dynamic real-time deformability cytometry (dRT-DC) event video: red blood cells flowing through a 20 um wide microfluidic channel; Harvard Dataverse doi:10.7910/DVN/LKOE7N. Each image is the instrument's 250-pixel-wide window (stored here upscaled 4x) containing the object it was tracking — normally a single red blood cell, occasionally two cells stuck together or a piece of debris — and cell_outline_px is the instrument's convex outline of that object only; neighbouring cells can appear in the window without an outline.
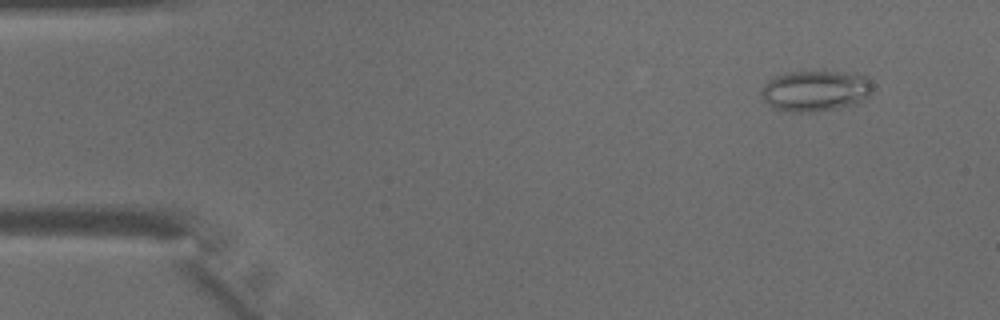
{"species": "common noctule bat (a hibernating species)", "species_latin": "Nyctalus noctula", "temperature_condition": "warm", "stored_images_in_passage": 44, "camera_frame_rate_fps": 3000, "um_per_image_px": 0.085, "animal": {"sex": "male", "body_mass_g": 15.6}, "frame": {"image": 1, "passage_image": 4, "time_ms": 1.0, "image_size_px": [1000, 320], "cell_outline_px": [[872, 92], [864, 100], [856, 104], [836, 108], [812, 112], [792, 112], [772, 108], [764, 100], [760, 92], [764, 84], [776, 76], [788, 72], [824, 68], [868, 76], [872, 84]], "centroid_in_image_um": [69.34, 7.67], "position_along_channel_um": 15.7, "area_um2": 27.4}}
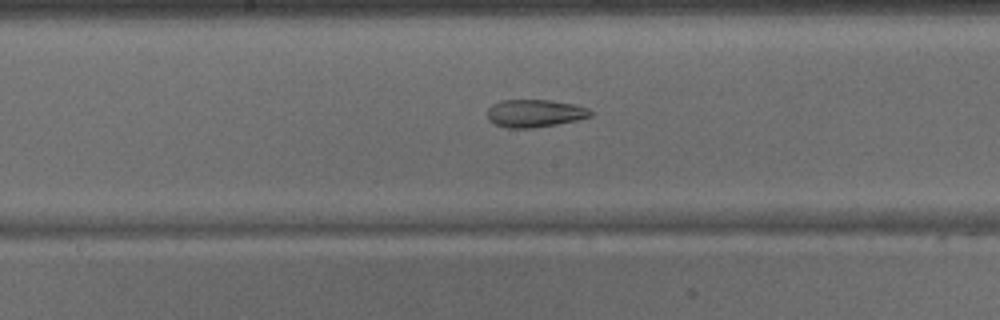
{"frame": {"image": 2, "passage_image": 23, "time_ms": 7.333, "image_size_px": [1000, 320], "cell_outline_px": [[592, 116], [576, 120], [556, 124], [532, 128], [508, 128], [496, 124], [488, 120], [488, 108], [492, 104], [500, 100], [548, 100], [576, 104], [588, 108], [592, 112]], "centroid_in_image_um": [45.45, 9.62], "position_along_channel_um": 202.7, "area_um2": 16.65}}
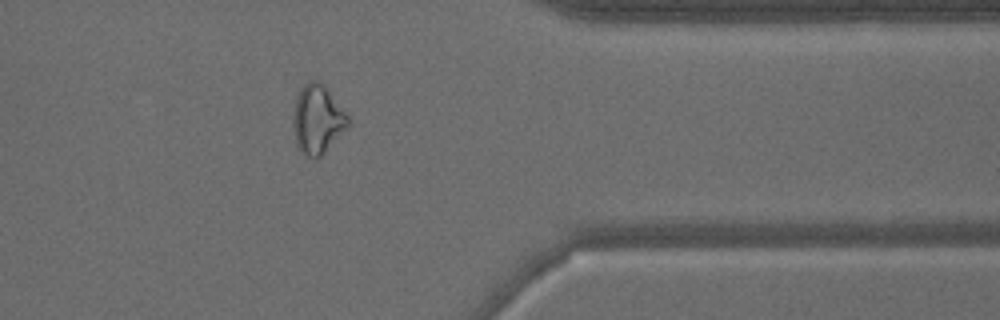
{"frame": {"image": 3, "passage_image": 36, "time_ms": 11.667, "image_size_px": [1000, 320], "cell_outline_px": [[348, 128], [316, 160], [308, 156], [296, 144], [292, 124], [292, 116], [296, 96], [300, 88], [308, 80], [320, 80], [324, 84], [348, 116]], "centroid_in_image_um": [26.96, 10.11], "position_along_channel_um": 384.4, "area_um2": 22.08}}